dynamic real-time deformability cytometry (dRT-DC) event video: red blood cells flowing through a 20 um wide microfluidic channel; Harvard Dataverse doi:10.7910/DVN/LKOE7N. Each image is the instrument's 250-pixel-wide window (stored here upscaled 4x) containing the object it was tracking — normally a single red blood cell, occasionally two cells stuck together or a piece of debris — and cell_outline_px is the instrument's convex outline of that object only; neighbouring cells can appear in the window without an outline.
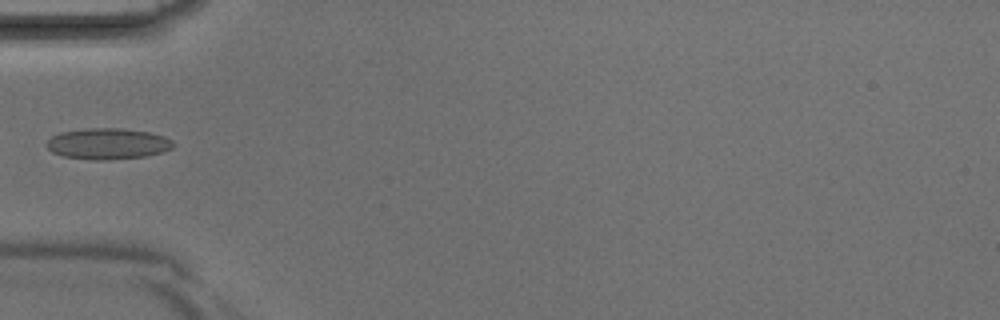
{"species": "Egyptian fruit bat (a non-hibernating species)", "species_latin": "Rousettus aegyptiacus", "temperature_condition": "room temperature", "stored_images_in_passage": 13, "camera_frame_rate_fps": 3000, "um_per_image_px": 0.085, "animal": {"sex": "male"}, "frame": {"image": 1, "passage_image": 1, "time_ms": 0.0, "image_size_px": [1000, 320], "cell_outline_px": [[176, 144], [172, 148], [160, 152], [144, 156], [108, 160], [92, 160], [64, 156], [52, 152], [44, 144], [52, 136], [60, 132], [88, 128], [120, 128], [148, 132], [164, 136], [172, 140]], "centroid_in_image_um": [9.14, 12.21], "position_along_channel_um": 75.9, "area_um2": 22.89}}
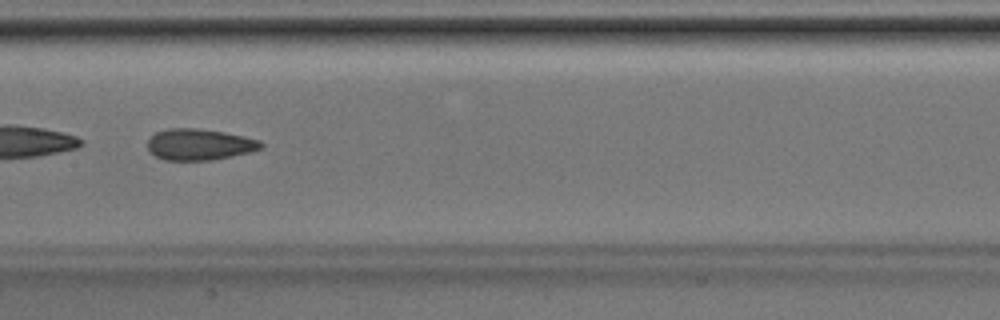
{"frame": {"image": 2, "passage_image": 8, "time_ms": 2.333, "image_size_px": [1000, 320], "cell_outline_px": [[264, 144], [260, 148], [248, 152], [232, 156], [212, 160], [164, 160], [148, 152], [148, 140], [156, 132], [168, 128], [196, 128], [224, 132], [244, 136], [260, 140]], "centroid_in_image_um": [16.92, 12.28], "position_along_channel_um": 190.5, "area_um2": 20.63}}